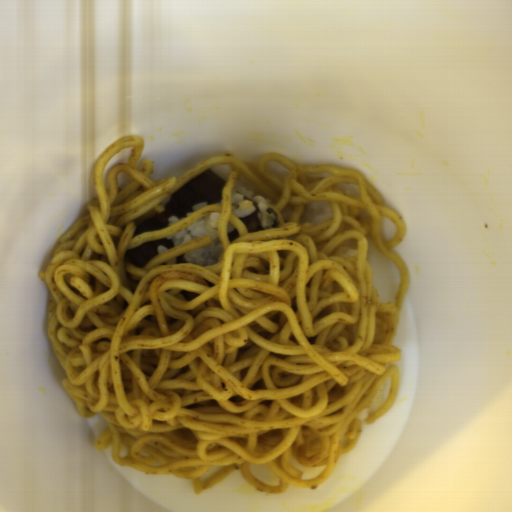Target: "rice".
Returning a JSON list of instances; mask_svg holds the SVG:
<instances>
[{"label": "rice", "instance_id": "rice-1", "mask_svg": "<svg viewBox=\"0 0 512 512\" xmlns=\"http://www.w3.org/2000/svg\"><path fill=\"white\" fill-rule=\"evenodd\" d=\"M218 218L219 214L210 212L180 232L166 237L172 241L173 249L204 236H208L211 240L210 245L172 258L166 264H202L205 266L214 264L219 258L223 245L218 234Z\"/></svg>", "mask_w": 512, "mask_h": 512}, {"label": "rice", "instance_id": "rice-2", "mask_svg": "<svg viewBox=\"0 0 512 512\" xmlns=\"http://www.w3.org/2000/svg\"><path fill=\"white\" fill-rule=\"evenodd\" d=\"M230 207L239 219L255 212L264 230L278 227L277 213L267 198L247 189L244 183L235 182Z\"/></svg>", "mask_w": 512, "mask_h": 512}, {"label": "rice", "instance_id": "rice-3", "mask_svg": "<svg viewBox=\"0 0 512 512\" xmlns=\"http://www.w3.org/2000/svg\"><path fill=\"white\" fill-rule=\"evenodd\" d=\"M309 222L321 224L331 219L333 215L332 206L329 201H313L306 209Z\"/></svg>", "mask_w": 512, "mask_h": 512}, {"label": "rice", "instance_id": "rice-4", "mask_svg": "<svg viewBox=\"0 0 512 512\" xmlns=\"http://www.w3.org/2000/svg\"><path fill=\"white\" fill-rule=\"evenodd\" d=\"M358 250V241L354 239H349L346 241L336 252V256L342 258H353L356 256Z\"/></svg>", "mask_w": 512, "mask_h": 512}, {"label": "rice", "instance_id": "rice-5", "mask_svg": "<svg viewBox=\"0 0 512 512\" xmlns=\"http://www.w3.org/2000/svg\"><path fill=\"white\" fill-rule=\"evenodd\" d=\"M206 206H208V202H207V203H200V204H196V205H194L193 207H191V211H190L189 213H187L185 216H183V217H181V218H179V217H178V216H176V215H175V216H171V217H170V219L168 220V226H169V225H171V224H173V223H175V222H177V221H180V220H182V219H184V218L188 217V216H189V215H191L192 213H194V212H196V211H198V210H200V209H202V208H204V207H206Z\"/></svg>", "mask_w": 512, "mask_h": 512}, {"label": "rice", "instance_id": "rice-6", "mask_svg": "<svg viewBox=\"0 0 512 512\" xmlns=\"http://www.w3.org/2000/svg\"><path fill=\"white\" fill-rule=\"evenodd\" d=\"M167 251H169V250L165 246H163V245L162 246H158V248H157V256L162 254V253H165Z\"/></svg>", "mask_w": 512, "mask_h": 512}]
</instances>
